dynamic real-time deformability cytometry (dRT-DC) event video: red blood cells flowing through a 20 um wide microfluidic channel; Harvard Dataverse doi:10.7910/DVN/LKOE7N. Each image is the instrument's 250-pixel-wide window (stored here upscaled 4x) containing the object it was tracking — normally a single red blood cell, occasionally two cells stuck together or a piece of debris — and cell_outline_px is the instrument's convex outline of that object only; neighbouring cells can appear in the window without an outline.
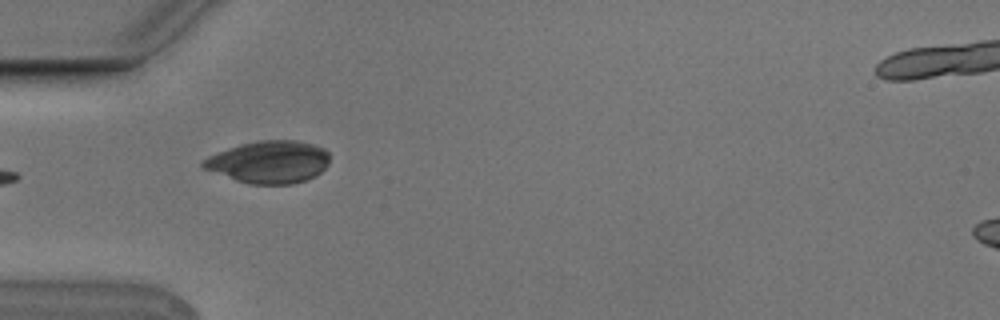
{"species": "Egyptian fruit bat (a non-hibernating species)", "species_latin": "Rousettus aegyptiacus", "temperature_condition": "cold", "stored_images_in_passage": 6, "camera_frame_rate_fps": 3000, "um_per_image_px": 0.085, "animal": {"sex": "male"}, "frame": {"image": 1, "passage_image": 5, "time_ms": 1.333, "image_size_px": [1000, 320], "cell_outline_px": [[328, 164], [320, 172], [304, 180], [292, 184], [248, 184], [236, 180], [204, 168], [200, 164], [200, 160], [216, 152], [240, 144], [260, 140], [296, 140], [312, 144], [324, 148], [328, 152]], "centroid_in_image_um": [22.83, 13.76], "position_along_channel_um": 62.2, "area_um2": 31.1}}